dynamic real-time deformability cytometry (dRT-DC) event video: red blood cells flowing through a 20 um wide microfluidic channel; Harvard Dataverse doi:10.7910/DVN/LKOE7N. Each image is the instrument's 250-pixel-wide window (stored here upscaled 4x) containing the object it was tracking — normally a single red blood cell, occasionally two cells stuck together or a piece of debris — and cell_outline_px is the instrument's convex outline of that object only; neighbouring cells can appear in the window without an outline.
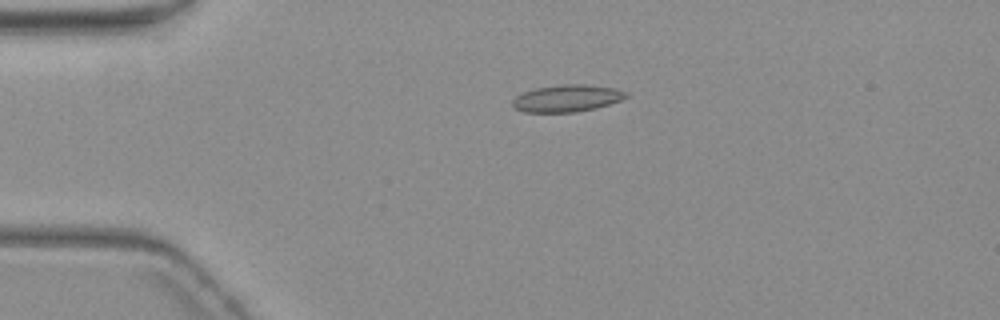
{"species": "common noctule bat (a hibernating species)", "species_latin": "Nyctalus noctula", "temperature_condition": "warm", "stored_images_in_passage": 3, "camera_frame_rate_fps": 3000, "um_per_image_px": 0.085, "animal": {"sex": "female", "body_mass_g": 19.3, "forearm_length_mm": 54.1}, "frame": {"image": 1, "passage_image": 1, "time_ms": 0.0, "image_size_px": [1000, 320], "cell_outline_px": [[628, 96], [620, 100], [596, 108], [576, 112], [524, 112], [512, 108], [512, 100], [516, 96], [524, 92], [536, 88], [564, 84], [588, 84], [616, 88], [628, 92]], "centroid_in_image_um": [48.19, 8.35], "position_along_channel_um": 36.8, "area_um2": 17.98}}